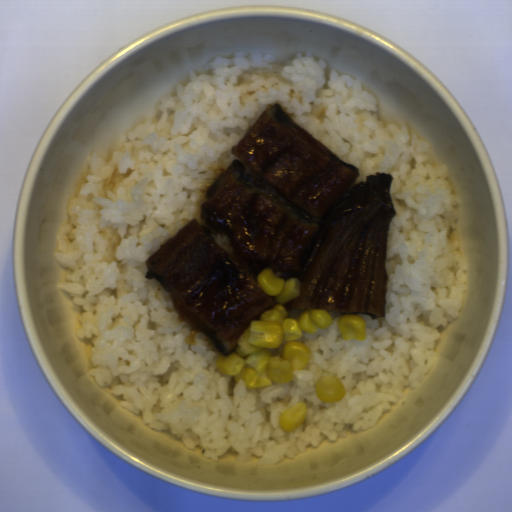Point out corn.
Returning <instances> with one entry per match:
<instances>
[{"mask_svg":"<svg viewBox=\"0 0 512 512\" xmlns=\"http://www.w3.org/2000/svg\"><path fill=\"white\" fill-rule=\"evenodd\" d=\"M268 296L274 297L273 308L252 319L228 355L222 352L216 368L235 383L243 381L246 388L263 389L274 383L291 381L295 371L308 364L311 354L307 344L299 341L303 331L316 334L318 328H329L333 318L327 310L302 308L296 317H289L285 304L299 298L302 285L298 278H280L272 267L264 268L256 277Z\"/></svg>","mask_w":512,"mask_h":512,"instance_id":"1","label":"corn"},{"mask_svg":"<svg viewBox=\"0 0 512 512\" xmlns=\"http://www.w3.org/2000/svg\"><path fill=\"white\" fill-rule=\"evenodd\" d=\"M306 417L307 404L304 401L299 402L294 407L280 413L278 426L284 432H293L305 422Z\"/></svg>","mask_w":512,"mask_h":512,"instance_id":"4","label":"corn"},{"mask_svg":"<svg viewBox=\"0 0 512 512\" xmlns=\"http://www.w3.org/2000/svg\"><path fill=\"white\" fill-rule=\"evenodd\" d=\"M314 387L318 399L327 404L340 402L346 394L345 385L331 371L323 372L316 380Z\"/></svg>","mask_w":512,"mask_h":512,"instance_id":"2","label":"corn"},{"mask_svg":"<svg viewBox=\"0 0 512 512\" xmlns=\"http://www.w3.org/2000/svg\"><path fill=\"white\" fill-rule=\"evenodd\" d=\"M338 327L344 341L358 339L364 341L367 338V323L357 313L342 314Z\"/></svg>","mask_w":512,"mask_h":512,"instance_id":"3","label":"corn"}]
</instances>
